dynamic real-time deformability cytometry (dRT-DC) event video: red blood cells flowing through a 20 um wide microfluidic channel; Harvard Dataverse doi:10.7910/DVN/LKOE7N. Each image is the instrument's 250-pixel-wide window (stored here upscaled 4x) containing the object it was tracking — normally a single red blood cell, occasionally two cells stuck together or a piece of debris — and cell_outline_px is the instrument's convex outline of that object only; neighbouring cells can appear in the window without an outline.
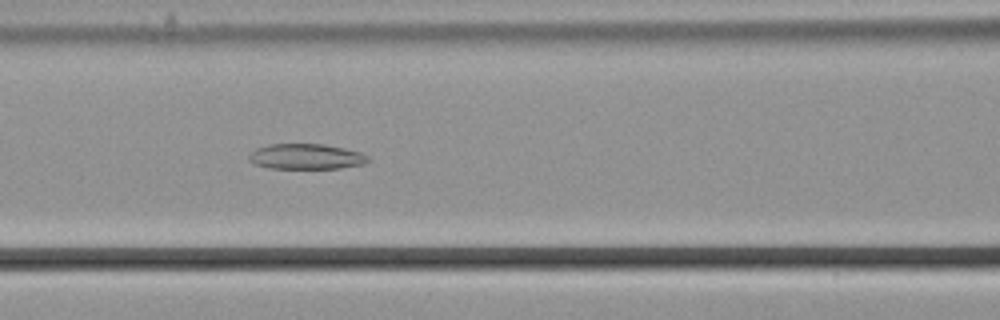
{"species": "common noctule bat (a hibernating species)", "species_latin": "Nyctalus noctula", "temperature_condition": "cold", "stored_images_in_passage": 43, "camera_frame_rate_fps": 3000, "um_per_image_px": 0.085, "animal": {"sex": "male", "body_mass_g": 21.5, "forearm_length_mm": 52.0}, "frame": {"image": 1, "passage_image": 25, "time_ms": 8.0, "image_size_px": [1000, 320], "cell_outline_px": [[372, 160], [364, 164], [340, 168], [268, 168], [252, 164], [248, 160], [248, 156], [256, 148], [268, 144], [324, 144], [344, 148], [360, 152], [368, 156]], "centroid_in_image_um": [26.01, 13.31], "position_along_channel_um": 140.6, "area_um2": 17.8}}
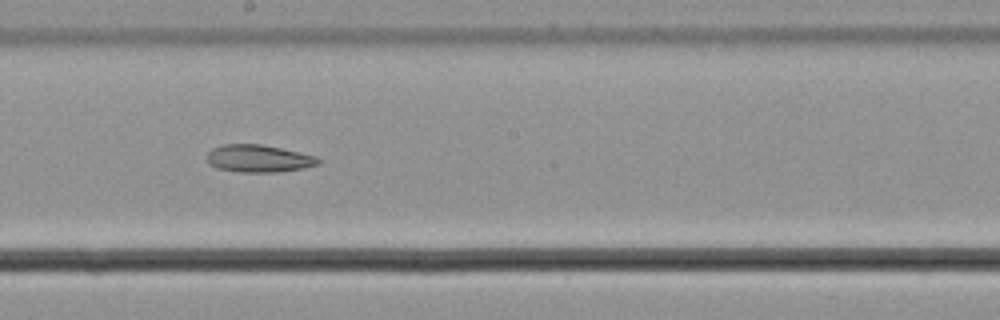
{"frame": {"image": 2, "passage_image": 32, "time_ms": 10.333, "image_size_px": [1000, 320], "cell_outline_px": [[320, 164], [304, 168], [280, 172], [240, 172], [216, 168], [208, 164], [208, 152], [212, 148], [224, 144], [260, 144], [280, 148], [316, 156], [320, 160]], "centroid_in_image_um": [21.98, 13.48], "position_along_channel_um": 226.2, "area_um2": 17.8}}
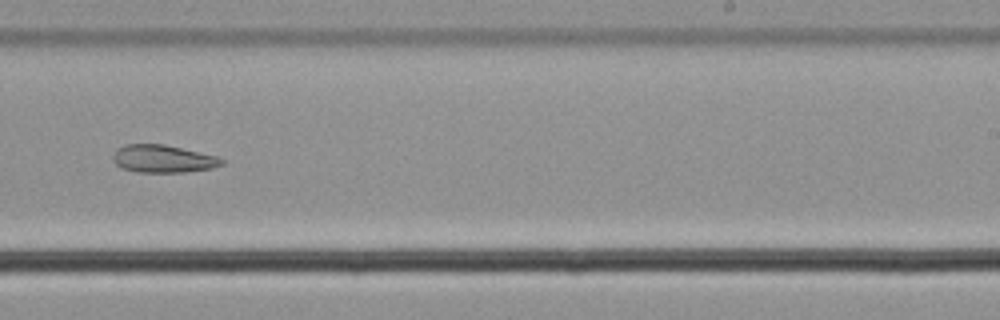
{"frame": {"image": 3, "passage_image": 36, "time_ms": 11.667, "image_size_px": [1000, 320], "cell_outline_px": [[224, 164], [212, 168], [184, 172], [136, 172], [120, 168], [112, 160], [112, 156], [116, 148], [124, 144], [164, 144], [216, 156], [224, 160]], "centroid_in_image_um": [13.8, 13.5], "position_along_channel_um": 275.2, "area_um2": 17.63}}